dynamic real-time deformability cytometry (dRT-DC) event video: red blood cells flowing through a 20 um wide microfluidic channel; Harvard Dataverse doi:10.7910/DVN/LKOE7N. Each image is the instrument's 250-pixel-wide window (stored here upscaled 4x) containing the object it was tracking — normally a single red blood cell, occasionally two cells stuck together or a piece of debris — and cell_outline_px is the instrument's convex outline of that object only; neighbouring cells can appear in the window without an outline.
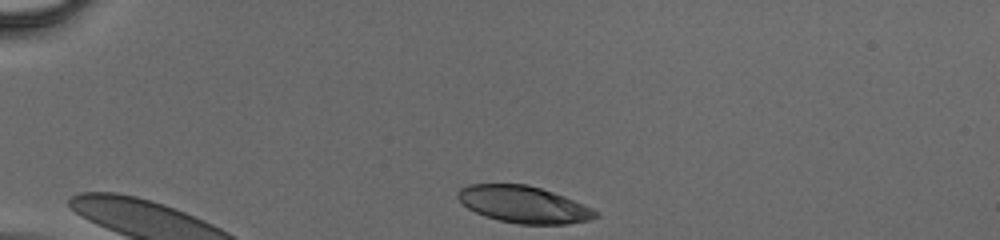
{"species": "human", "species_latin": "Homo sapiens", "temperature_condition": "cold", "stored_images_in_passage": 26, "camera_frame_rate_fps": 3000, "um_per_image_px": 0.085, "donor": {"sex": "male"}, "frame": {"image": 1, "passage_image": 1, "time_ms": 0.0, "image_size_px": [1000, 240], "cell_outline_px": [[600, 216], [588, 220], [568, 224], [516, 224], [484, 216], [468, 208], [456, 196], [456, 192], [460, 188], [468, 184], [528, 184], [564, 196], [592, 208], [600, 212]], "centroid_in_image_um": [44.52, 17.38], "position_along_channel_um": 40.5, "area_um2": 29.59}}
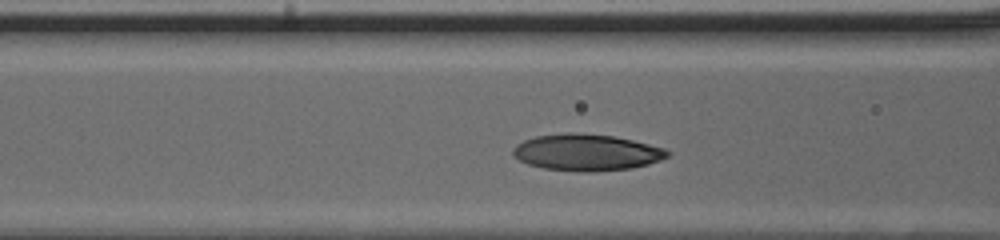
{"frame": {"image": 2, "passage_image": 10, "time_ms": 3.0, "image_size_px": [1000, 240], "cell_outline_px": [[672, 152], [668, 156], [660, 160], [648, 164], [632, 168], [592, 172], [580, 172], [544, 168], [528, 164], [512, 156], [512, 148], [516, 144], [524, 140], [536, 136], [568, 132], [576, 132], [612, 136], [632, 140], [664, 148]], "centroid_in_image_um": [49.84, 12.95], "position_along_channel_um": 116.8, "area_um2": 33.0}}
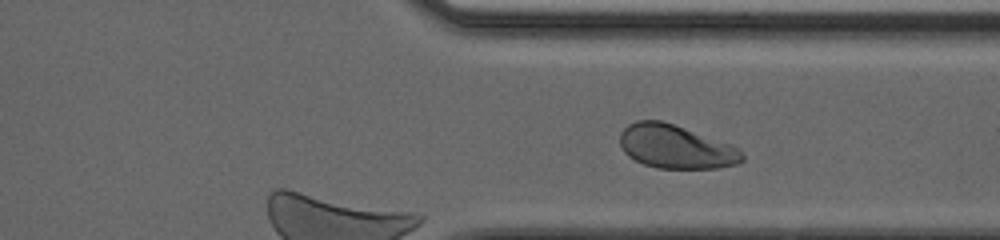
{"frame": {"image": 3, "passage_image": 26, "time_ms": 8.333, "image_size_px": [1000, 240], "cell_outline_px": [[744, 160], [736, 164], [716, 168], [656, 168], [644, 164], [628, 156], [624, 152], [620, 144], [620, 132], [628, 124], [636, 120], [660, 120], [732, 144], [744, 156]], "centroid_in_image_um": [57.41, 12.47], "position_along_channel_um": 354.0, "area_um2": 30.87}}